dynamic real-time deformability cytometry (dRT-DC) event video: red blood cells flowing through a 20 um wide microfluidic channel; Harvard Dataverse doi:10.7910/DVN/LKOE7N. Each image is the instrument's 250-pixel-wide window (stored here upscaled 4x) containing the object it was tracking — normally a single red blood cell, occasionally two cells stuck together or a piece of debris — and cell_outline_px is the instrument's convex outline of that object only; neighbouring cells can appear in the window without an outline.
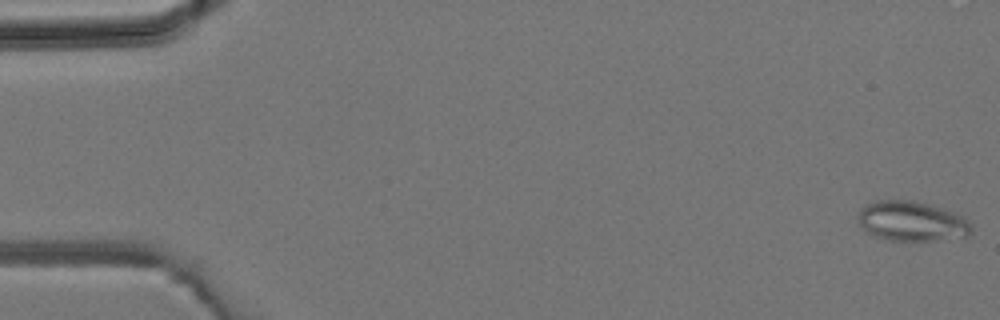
{"species": "common noctule bat (a hibernating species)", "species_latin": "Nyctalus noctula", "temperature_condition": "room temperature", "stored_images_in_passage": 11, "camera_frame_rate_fps": 3000, "um_per_image_px": 0.085, "animal": {"sex": "male", "body_mass_g": 19.2, "forearm_length_mm": 51.8}, "frame": {"image": 1, "passage_image": 1, "time_ms": 0.0, "image_size_px": [1000, 320], "cell_outline_px": [[972, 232], [968, 236], [936, 240], [888, 240], [872, 236], [860, 224], [860, 208], [864, 204], [876, 200], [916, 200], [932, 204], [956, 212], [964, 216], [972, 224]], "centroid_in_image_um": [77.55, 18.78], "position_along_channel_um": 7.5, "area_um2": 26.7}}